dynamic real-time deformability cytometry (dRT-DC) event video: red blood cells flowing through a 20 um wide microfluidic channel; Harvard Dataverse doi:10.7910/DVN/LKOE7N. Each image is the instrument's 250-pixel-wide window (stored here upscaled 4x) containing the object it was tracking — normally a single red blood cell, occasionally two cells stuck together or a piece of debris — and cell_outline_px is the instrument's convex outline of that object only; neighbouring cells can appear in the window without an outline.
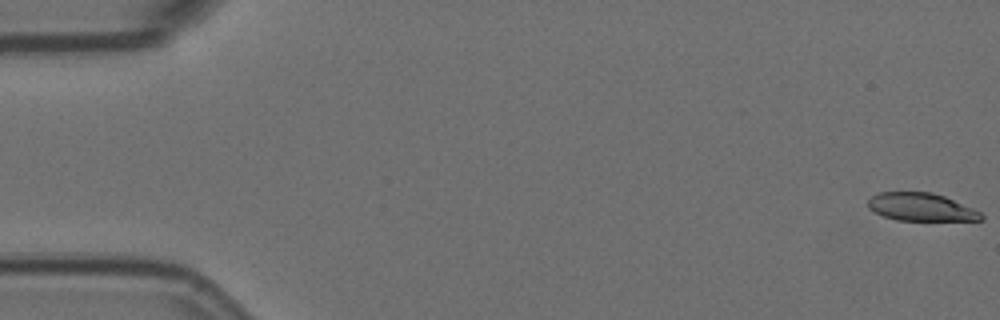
{"species": "Egyptian fruit bat (a non-hibernating species)", "species_latin": "Rousettus aegyptiacus", "temperature_condition": "room temperature", "stored_images_in_passage": 5, "camera_frame_rate_fps": 3000, "um_per_image_px": 0.085, "animal": {"sex": "female"}, "frame": {"image": 1, "passage_image": 1, "time_ms": 0.0, "image_size_px": [1000, 320], "cell_outline_px": [[984, 220], [896, 220], [884, 216], [868, 208], [868, 200], [872, 196], [880, 192], [932, 192], [944, 196], [972, 208], [980, 212], [984, 216]], "centroid_in_image_um": [78.29, 17.6], "position_along_channel_um": 6.7, "area_um2": 18.21}}
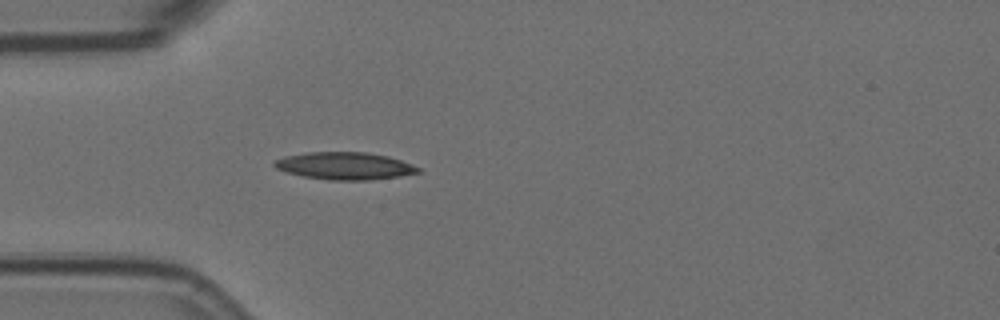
{"frame": {"image": 2, "passage_image": 5, "time_ms": 1.333, "image_size_px": [1000, 320], "cell_outline_px": [[420, 172], [400, 176], [368, 180], [328, 180], [304, 176], [288, 172], [276, 168], [272, 164], [272, 160], [284, 156], [308, 152], [364, 152], [388, 156], [412, 164], [420, 168]], "centroid_in_image_um": [29.28, 14.09], "position_along_channel_um": 55.7, "area_um2": 22.89}}